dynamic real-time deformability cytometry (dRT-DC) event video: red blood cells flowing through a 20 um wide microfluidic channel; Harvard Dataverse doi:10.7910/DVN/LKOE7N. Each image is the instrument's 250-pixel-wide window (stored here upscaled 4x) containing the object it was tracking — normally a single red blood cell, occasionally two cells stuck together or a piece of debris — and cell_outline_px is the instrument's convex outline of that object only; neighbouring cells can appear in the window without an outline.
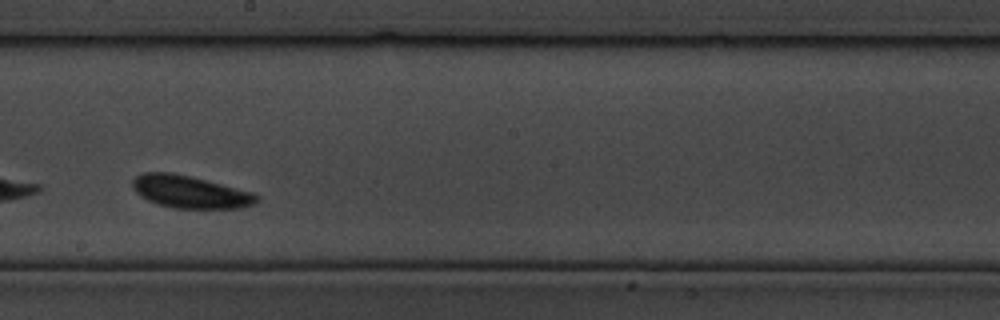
{"species": "common noctule bat (a hibernating species)", "species_latin": "Nyctalus noctula", "temperature_condition": "cold", "stored_images_in_passage": 13, "camera_frame_rate_fps": 3000, "um_per_image_px": 0.085, "animal": {"sex": "male", "body_mass_g": 19.5, "forearm_length_mm": 54.6}, "frame": {"image": 1, "passage_image": 10, "time_ms": 3.0, "image_size_px": [1000, 320], "cell_outline_px": [[260, 200], [256, 204], [240, 208], [172, 208], [156, 204], [140, 196], [132, 188], [132, 180], [136, 176], [144, 172], [172, 172], [208, 180], [252, 192], [260, 196]], "centroid_in_image_um": [16.17, 16.31], "position_along_channel_um": 232.0, "area_um2": 23.76}}